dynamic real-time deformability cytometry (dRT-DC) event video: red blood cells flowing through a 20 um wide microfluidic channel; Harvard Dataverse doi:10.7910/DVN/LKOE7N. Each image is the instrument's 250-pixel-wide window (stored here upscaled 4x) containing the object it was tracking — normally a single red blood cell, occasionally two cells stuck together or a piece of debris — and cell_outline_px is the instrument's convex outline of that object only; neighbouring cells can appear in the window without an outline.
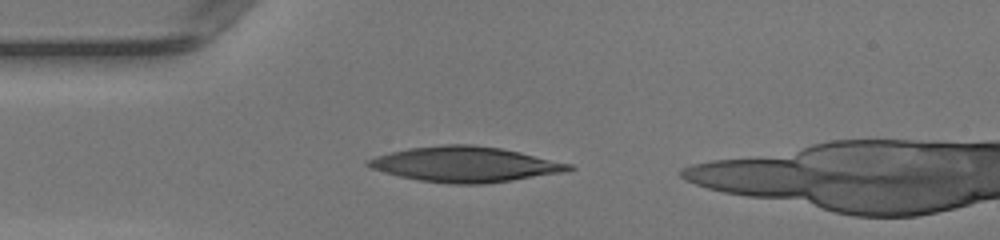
{"species": "human", "species_latin": "Homo sapiens", "temperature_condition": "warm", "stored_images_in_passage": 27, "camera_frame_rate_fps": 3000, "um_per_image_px": 0.085, "donor": {"sex": "female"}, "frame": {"image": 1, "passage_image": 1, "time_ms": 0.0, "image_size_px": [1000, 240], "cell_outline_px": [[576, 168], [564, 172], [512, 180], [484, 184], [448, 184], [420, 180], [400, 176], [384, 172], [372, 168], [364, 164], [364, 160], [376, 156], [408, 148], [444, 144], [472, 144], [500, 148], [520, 152], [572, 164]], "centroid_in_image_um": [39.52, 13.96], "position_along_channel_um": 45.5, "area_um2": 41.21}}
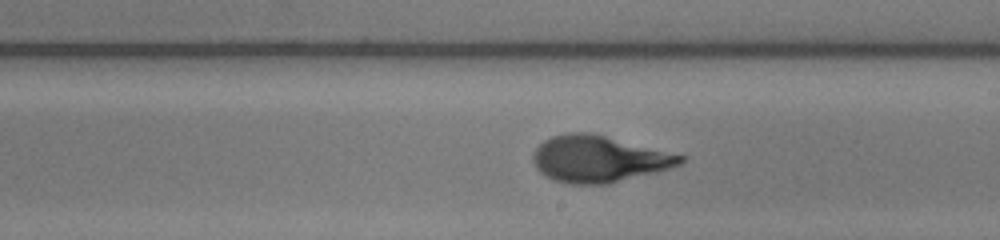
{"frame": {"image": 2, "passage_image": 16, "time_ms": 5.0, "image_size_px": [1000, 240], "cell_outline_px": [[688, 156], [680, 164], [668, 168], [608, 184], [568, 184], [556, 180], [540, 172], [536, 168], [532, 160], [532, 152], [544, 140], [552, 136], [568, 132], [588, 132]], "centroid_in_image_um": [50.86, 13.5], "position_along_channel_um": 238.1, "area_um2": 39.65}}
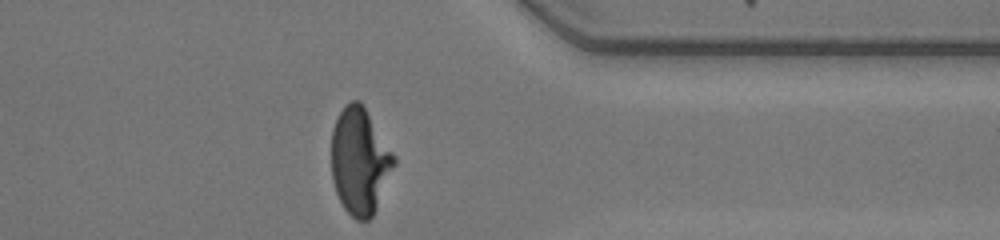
{"frame": {"image": 3, "passage_image": 27, "time_ms": 8.667, "image_size_px": [1000, 240], "cell_outline_px": [[396, 164], [376, 208], [372, 216], [368, 220], [356, 220], [344, 208], [336, 192], [332, 180], [332, 128], [344, 104], [352, 100], [360, 100], [396, 156]], "centroid_in_image_um": [30.59, 13.67], "position_along_channel_um": 380.8, "area_um2": 38.84}, "authors_computed_cell_mechanics": {"area_um2": 39.6508, "velocity_mm_per_s": 4.1908, "shape_relaxation_time_tau1_ms": 5.9678, "shape_relaxation_time_tau2_ms": 0.7832, "deformation_change_tau1": 0.3302, "deformation_change_tau2": 0.0697}}